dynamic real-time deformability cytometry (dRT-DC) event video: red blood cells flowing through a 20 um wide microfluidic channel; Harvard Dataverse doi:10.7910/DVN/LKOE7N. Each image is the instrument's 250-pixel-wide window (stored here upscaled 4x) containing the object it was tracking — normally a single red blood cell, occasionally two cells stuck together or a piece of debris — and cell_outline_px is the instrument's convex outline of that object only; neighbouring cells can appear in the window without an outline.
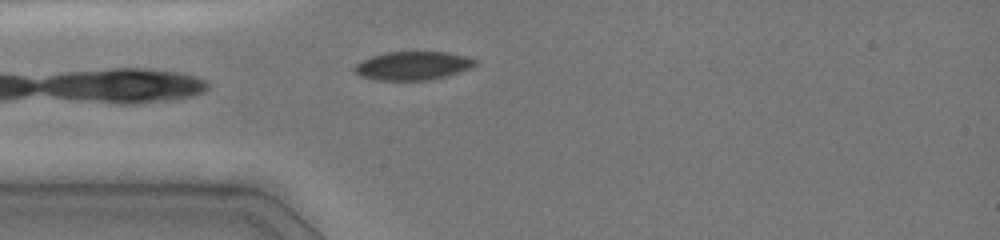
{"species": "common noctule bat (a hibernating species)", "species_latin": "Nyctalus noctula", "temperature_condition": "cold", "stored_images_in_passage": 4, "camera_frame_rate_fps": 3000, "um_per_image_px": 0.085, "animal": {"sex": "female", "body_mass_g": 19.0, "forearm_length_mm": 51.5}, "frame": {"image": 1, "passage_image": 4, "time_ms": 2.667, "image_size_px": [1000, 240], "cell_outline_px": [[480, 64], [472, 68], [460, 72], [428, 80], [376, 80], [360, 76], [352, 68], [360, 60], [384, 52], [444, 52], [464, 56], [476, 60]], "centroid_in_image_um": [35.08, 5.58], "position_along_channel_um": 49.9, "area_um2": 20.11}}